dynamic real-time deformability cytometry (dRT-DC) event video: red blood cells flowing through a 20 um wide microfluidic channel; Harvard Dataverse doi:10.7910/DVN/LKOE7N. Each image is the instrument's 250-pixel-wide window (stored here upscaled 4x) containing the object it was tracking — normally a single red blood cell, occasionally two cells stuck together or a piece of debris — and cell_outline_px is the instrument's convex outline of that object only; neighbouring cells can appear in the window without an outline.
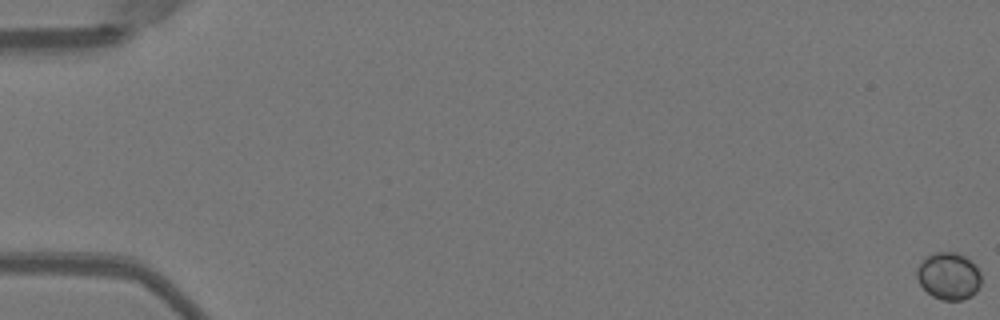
{"species": "Egyptian fruit bat (a non-hibernating species)", "species_latin": "Rousettus aegyptiacus", "temperature_condition": "warm", "stored_images_in_passage": 15, "camera_frame_rate_fps": 3000, "um_per_image_px": 0.085, "animal": {"sex": "female"}, "frame": {"image": 1, "passage_image": 1, "time_ms": 0.0, "image_size_px": [1000, 320], "cell_outline_px": [[980, 284], [976, 292], [972, 296], [964, 300], [940, 300], [932, 296], [920, 284], [916, 276], [916, 268], [924, 256], [932, 252], [956, 252], [964, 256], [980, 272]], "centroid_in_image_um": [80.6, 23.46], "position_along_channel_um": 4.4, "area_um2": 17.8}}
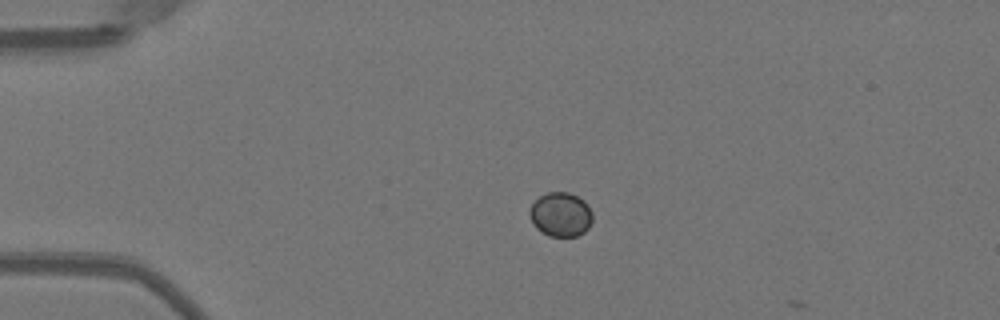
{"frame": {"image": 2, "passage_image": 14, "time_ms": 4.333, "image_size_px": [1000, 320], "cell_outline_px": [[592, 220], [588, 228], [584, 232], [576, 236], [548, 236], [536, 228], [532, 224], [528, 212], [532, 204], [540, 196], [548, 192], [568, 192], [584, 200], [588, 204], [592, 212]], "centroid_in_image_um": [47.65, 18.23], "position_along_channel_um": 37.3, "area_um2": 16.3}}